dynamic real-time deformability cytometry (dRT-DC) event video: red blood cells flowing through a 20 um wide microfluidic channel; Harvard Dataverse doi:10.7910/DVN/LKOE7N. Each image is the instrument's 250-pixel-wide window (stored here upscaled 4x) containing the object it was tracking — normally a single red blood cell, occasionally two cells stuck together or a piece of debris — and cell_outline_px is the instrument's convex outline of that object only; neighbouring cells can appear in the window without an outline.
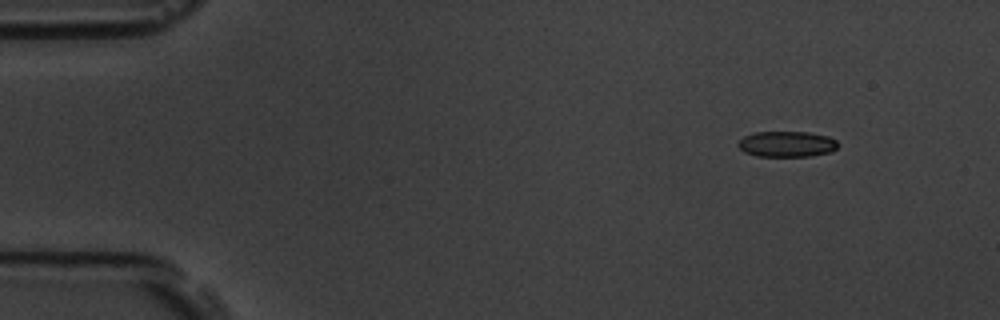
{"species": "common noctule bat (a hibernating species)", "species_latin": "Nyctalus noctula", "temperature_condition": "room temperature", "stored_images_in_passage": 52, "camera_frame_rate_fps": 3000, "um_per_image_px": 0.085, "animal": {"sex": "male", "body_mass_g": 19.5, "forearm_length_mm": 54.6}, "frame": {"image": 1, "passage_image": 1, "time_ms": 0.0, "image_size_px": [1000, 320], "cell_outline_px": [[840, 144], [832, 152], [812, 156], [756, 156], [744, 152], [736, 144], [744, 136], [756, 132], [808, 132], [828, 136], [836, 140]], "centroid_in_image_um": [66.9, 12.25], "position_along_channel_um": 18.1, "area_um2": 15.09}}
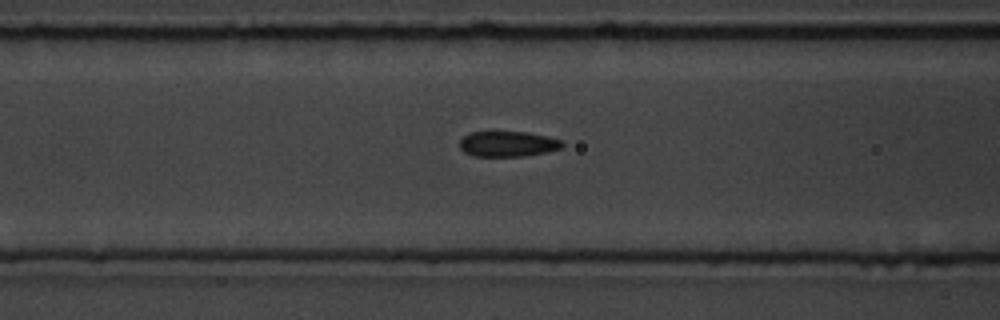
{"frame": {"image": 2, "passage_image": 18, "time_ms": 5.667, "image_size_px": [1000, 320], "cell_outline_px": [[564, 144], [560, 148], [548, 152], [524, 156], [472, 156], [464, 152], [460, 148], [460, 140], [464, 136], [472, 132], [528, 132], [548, 136], [564, 140]], "centroid_in_image_um": [43.2, 12.23], "position_along_channel_um": 123.4, "area_um2": 15.32}}
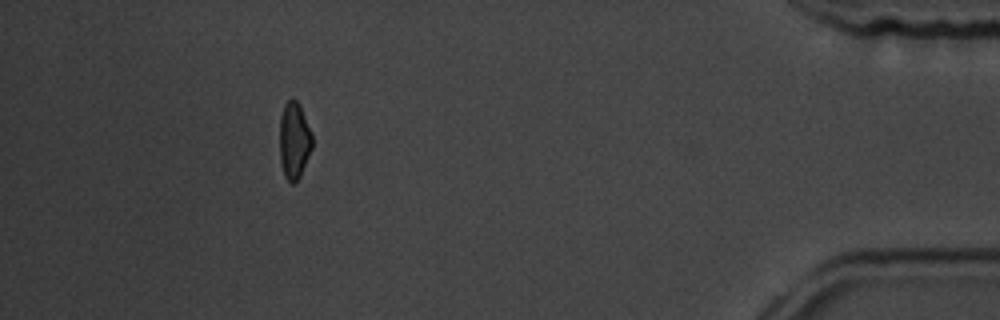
{"frame": {"image": 3, "passage_image": 47, "time_ms": 15.333, "image_size_px": [1000, 320], "cell_outline_px": [[312, 148], [300, 176], [292, 184], [284, 176], [280, 160], [280, 116], [284, 104], [292, 96], [300, 104], [312, 136]], "centroid_in_image_um": [24.99, 11.91], "position_along_channel_um": 410.2, "area_um2": 14.57}, "authors_computed_cell_mechanics": {"area_um2": 15.5482, "velocity_mm_per_s": 3.5685, "shape_relaxation_time_tau1_ms": 3.8134, "shape_relaxation_time_tau2_ms": 2.6015, "deformation_change_tau1": 0.1084, "deformation_change_tau2": 0.0739}}